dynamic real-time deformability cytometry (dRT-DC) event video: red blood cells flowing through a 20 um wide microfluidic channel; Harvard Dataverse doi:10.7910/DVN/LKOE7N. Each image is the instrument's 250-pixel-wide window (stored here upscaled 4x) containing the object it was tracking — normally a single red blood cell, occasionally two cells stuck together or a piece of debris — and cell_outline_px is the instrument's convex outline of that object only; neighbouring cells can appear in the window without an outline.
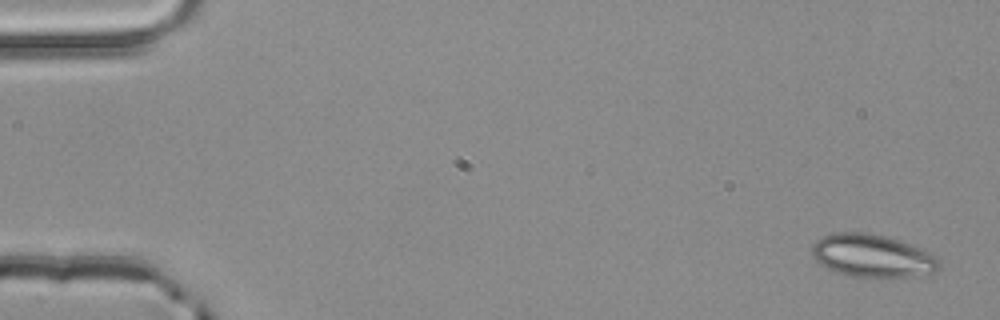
{"species": "common noctule bat (a hibernating species)", "species_latin": "Nyctalus noctula", "temperature_condition": "room temperature", "stored_images_in_passage": 4, "camera_frame_rate_fps": 3000, "um_per_image_px": 0.085, "animal": {"sex": "male", "body_mass_g": 20.4}, "frame": {"image": 1, "passage_image": 1, "time_ms": 0.0, "image_size_px": [1000, 320], "cell_outline_px": [[940, 268], [936, 272], [916, 276], [888, 280], [852, 276], [828, 268], [820, 264], [812, 256], [812, 244], [816, 240], [824, 236], [836, 232], [868, 232], [884, 236], [932, 252], [940, 260]], "centroid_in_image_um": [74.2, 21.78], "position_along_channel_um": 10.8, "area_um2": 32.37}}